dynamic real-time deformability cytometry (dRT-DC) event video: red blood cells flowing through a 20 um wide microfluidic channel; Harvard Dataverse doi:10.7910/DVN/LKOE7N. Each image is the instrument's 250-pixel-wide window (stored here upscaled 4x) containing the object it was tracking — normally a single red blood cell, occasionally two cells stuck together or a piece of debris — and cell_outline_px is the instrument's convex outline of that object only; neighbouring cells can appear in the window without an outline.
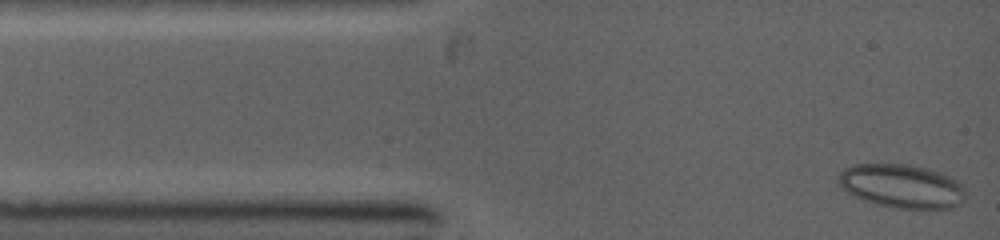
{"species": "common noctule bat (a hibernating species)", "species_latin": "Nyctalus noctula", "temperature_condition": "warm", "stored_images_in_passage": 32, "camera_frame_rate_fps": 5000, "um_per_image_px": 0.085, "animal": {"sex": "female", "body_mass_g": 19.0, "forearm_length_mm": 53.3}, "frame": {"image": 1, "passage_image": 1, "time_ms": 0.0, "image_size_px": [1000, 240], "cell_outline_px": [[964, 200], [960, 204], [952, 208], [896, 208], [876, 204], [852, 196], [836, 184], [836, 176], [844, 168], [856, 164], [908, 164], [928, 168], [944, 172], [956, 180], [964, 188]], "centroid_in_image_um": [76.61, 15.81], "position_along_channel_um": 8.4, "area_um2": 32.83}}
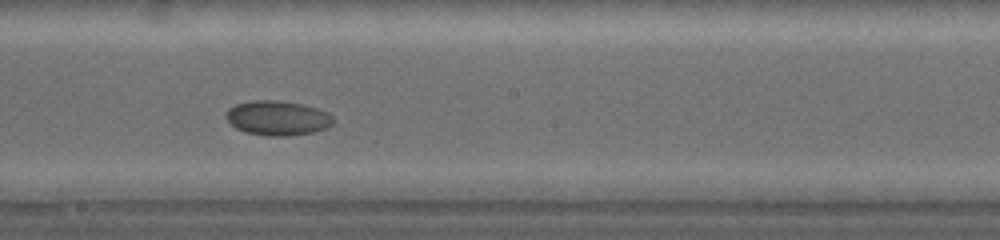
{"frame": {"image": 2, "passage_image": 18, "time_ms": 6.6, "image_size_px": [1000, 240], "cell_outline_px": [[336, 120], [328, 128], [312, 132], [288, 136], [268, 136], [244, 132], [236, 128], [224, 116], [228, 108], [236, 104], [252, 100], [276, 100], [304, 104], [328, 112]], "centroid_in_image_um": [23.61, 10.03], "position_along_channel_um": 224.6, "area_um2": 21.85}}
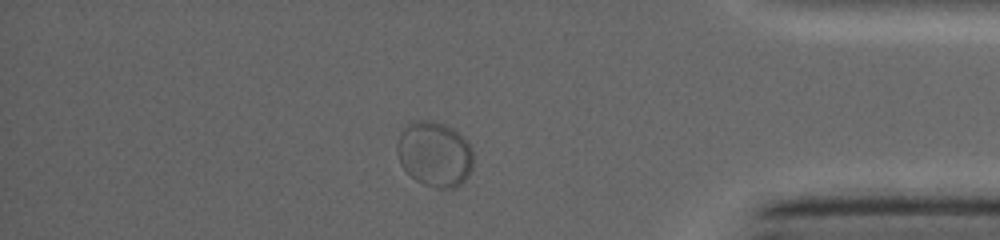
{"frame": {"image": 3, "passage_image": 29, "time_ms": 11.4, "image_size_px": [1000, 240], "cell_outline_px": [[472, 168], [468, 176], [456, 188], [436, 188], [424, 184], [416, 180], [400, 164], [396, 152], [396, 144], [400, 132], [404, 124], [412, 120], [432, 120], [444, 124], [452, 128], [468, 140], [472, 148]], "centroid_in_image_um": [36.92, 13.06], "position_along_channel_um": 398.3, "area_um2": 29.42}}